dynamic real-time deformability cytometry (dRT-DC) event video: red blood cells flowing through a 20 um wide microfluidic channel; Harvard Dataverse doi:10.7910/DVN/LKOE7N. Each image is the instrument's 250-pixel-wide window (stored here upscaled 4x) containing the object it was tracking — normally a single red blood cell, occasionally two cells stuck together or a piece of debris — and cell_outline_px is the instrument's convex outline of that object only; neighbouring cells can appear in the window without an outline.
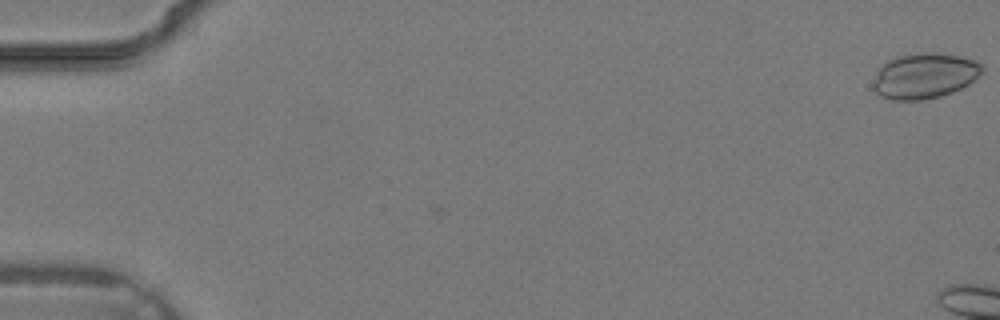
{"species": "common noctule bat (a hibernating species)", "species_latin": "Nyctalus noctula", "temperature_condition": "warm", "stored_images_in_passage": 3, "camera_frame_rate_fps": 3000, "um_per_image_px": 0.085, "animal": {"sex": "male", "body_mass_g": 19.2, "forearm_length_mm": 51.8}, "frame": {"image": 1, "passage_image": 1, "time_ms": 0.0, "image_size_px": [1000, 320], "cell_outline_px": [[984, 72], [968, 84], [952, 92], [940, 96], [920, 100], [892, 100], [880, 96], [872, 88], [872, 80], [876, 68], [888, 60], [896, 56], [916, 52], [936, 52], [960, 56], [976, 60], [984, 68]], "centroid_in_image_um": [78.54, 6.42], "position_along_channel_um": 6.5, "area_um2": 29.42}}